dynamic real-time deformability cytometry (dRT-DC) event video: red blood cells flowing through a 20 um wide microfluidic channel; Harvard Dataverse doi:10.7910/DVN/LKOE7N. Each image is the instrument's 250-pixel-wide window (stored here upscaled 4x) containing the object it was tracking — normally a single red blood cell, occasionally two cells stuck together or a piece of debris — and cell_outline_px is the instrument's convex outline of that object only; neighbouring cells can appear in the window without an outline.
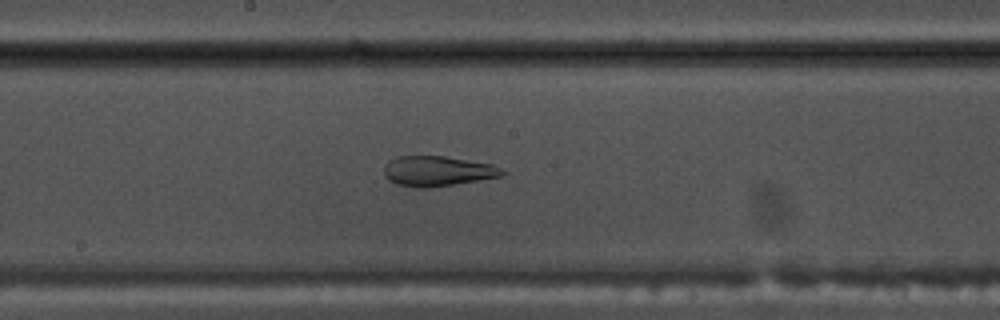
{"species": "common noctule bat (a hibernating species)", "species_latin": "Nyctalus noctula", "temperature_condition": "warm", "stored_images_in_passage": 54, "camera_frame_rate_fps": 3000, "um_per_image_px": 0.085, "animal": {"sex": "male", "body_mass_g": 17.5, "forearm_length_mm": 52.3}, "frame": {"image": 1, "passage_image": 29, "time_ms": 9.333, "image_size_px": [1000, 320], "cell_outline_px": [[508, 172], [504, 176], [428, 188], [416, 188], [396, 184], [388, 180], [384, 176], [384, 164], [388, 160], [396, 156], [444, 156], [492, 164]], "centroid_in_image_um": [37.16, 14.54], "position_along_channel_um": 211.0, "area_um2": 20.98}}
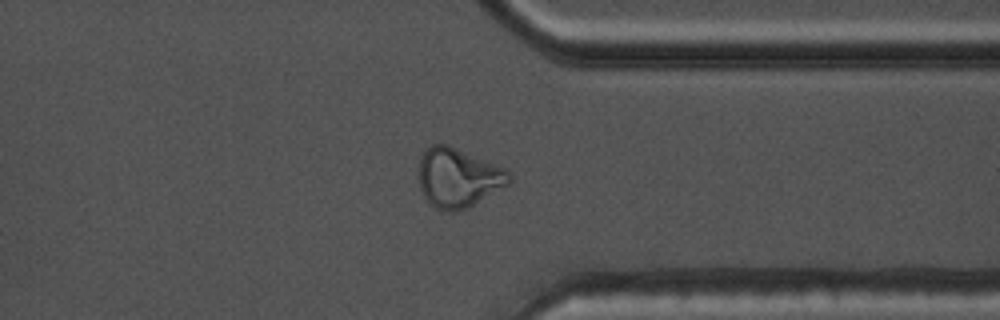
{"frame": {"image": 2, "passage_image": 42, "time_ms": 13.667, "image_size_px": [1000, 320], "cell_outline_px": [[512, 180], [508, 184], [468, 208], [456, 212], [440, 212], [424, 196], [420, 188], [420, 156], [432, 144], [448, 144], [504, 168], [512, 172]], "centroid_in_image_um": [38.96, 15.12], "position_along_channel_um": 372.4, "area_um2": 31.15}}
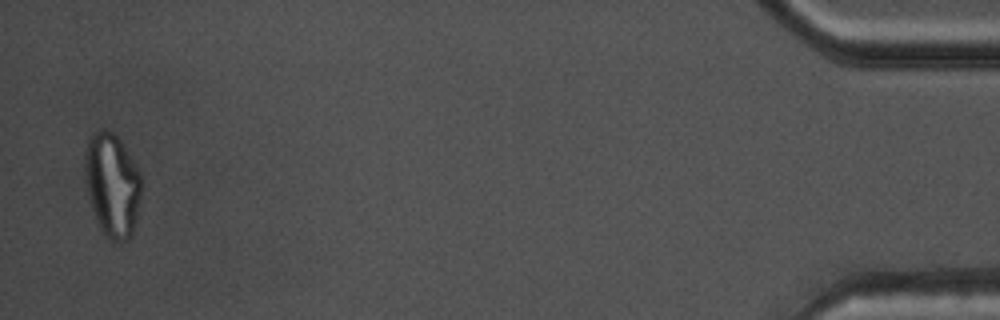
{"frame": {"image": 3, "passage_image": 53, "time_ms": 17.333, "image_size_px": [1000, 320], "cell_outline_px": [[140, 200], [132, 236], [128, 240], [120, 244], [112, 244], [104, 236], [96, 220], [88, 196], [84, 168], [84, 152], [88, 140], [92, 132], [100, 128], [104, 128], [112, 132], [120, 140], [140, 172]], "centroid_in_image_um": [9.52, 15.76], "position_along_channel_um": 425.7, "area_um2": 34.62}, "authors_computed_cell_mechanics": {"area_um2": 28.2931, "velocity_mm_per_s": 3.7768, "shape_relaxation_time_tau1_ms": null, "shape_relaxation_time_tau2_ms": 2.5232, "deformation_change_tau1": null, "deformation_change_tau2": 0.095}}